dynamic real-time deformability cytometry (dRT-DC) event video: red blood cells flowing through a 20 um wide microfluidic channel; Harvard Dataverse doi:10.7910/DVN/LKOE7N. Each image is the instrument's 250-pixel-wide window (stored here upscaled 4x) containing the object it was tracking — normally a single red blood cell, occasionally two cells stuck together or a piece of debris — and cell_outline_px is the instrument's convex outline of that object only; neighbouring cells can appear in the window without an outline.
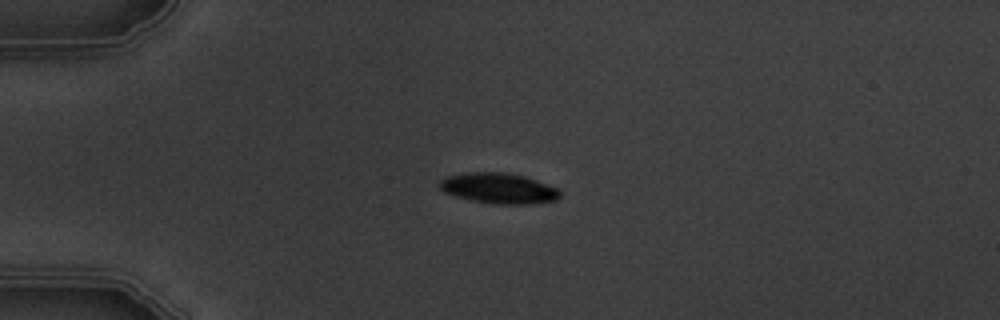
{"species": "common noctule bat (a hibernating species)", "species_latin": "Nyctalus noctula", "temperature_condition": "warm", "stored_images_in_passage": 3, "camera_frame_rate_fps": 3000, "um_per_image_px": 0.085, "animal": {"sex": "male", "body_mass_g": 19.5, "forearm_length_mm": 54.6}, "frame": {"image": 1, "passage_image": 3, "time_ms": 2.333, "image_size_px": [1000, 320], "cell_outline_px": [[560, 196], [556, 200], [528, 204], [496, 204], [472, 200], [456, 196], [444, 192], [440, 188], [440, 180], [448, 176], [464, 172], [504, 172], [524, 176], [536, 180], [556, 188], [560, 192]], "centroid_in_image_um": [42.37, 16.0], "position_along_channel_um": 42.6, "area_um2": 21.21}}